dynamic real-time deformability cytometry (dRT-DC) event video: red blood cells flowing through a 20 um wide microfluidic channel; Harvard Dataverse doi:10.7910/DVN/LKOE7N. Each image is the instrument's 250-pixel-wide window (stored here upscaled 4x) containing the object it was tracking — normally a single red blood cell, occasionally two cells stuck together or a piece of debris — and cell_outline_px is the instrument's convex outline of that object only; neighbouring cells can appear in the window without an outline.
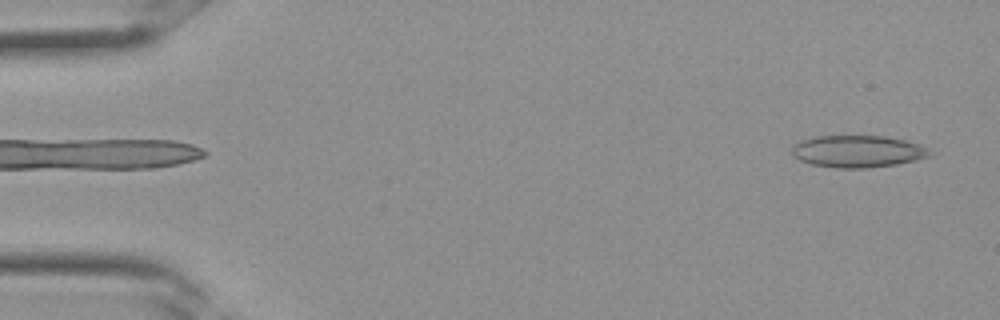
{"species": "Egyptian fruit bat (a non-hibernating species)", "species_latin": "Rousettus aegyptiacus", "temperature_condition": "room temperature", "stored_images_in_passage": 32, "camera_frame_rate_fps": 3000, "um_per_image_px": 0.085, "frame": {"image": 1, "passage_image": 1, "time_ms": 0.0, "image_size_px": [1000, 320], "cell_outline_px": [[932, 156], [916, 160], [896, 164], [868, 168], [836, 168], [812, 164], [800, 160], [792, 156], [792, 148], [800, 140], [812, 136], [884, 136], [904, 140], [920, 144], [928, 148]], "centroid_in_image_um": [72.9, 12.86], "position_along_channel_um": 12.1, "area_um2": 25.84}}
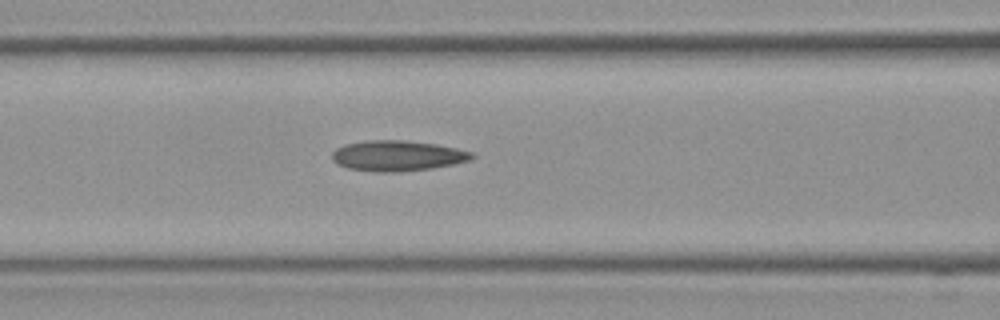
{"frame": {"image": 2, "passage_image": 13, "time_ms": 4.0, "image_size_px": [1000, 320], "cell_outline_px": [[476, 156], [472, 160], [456, 164], [432, 168], [400, 172], [376, 172], [348, 168], [336, 164], [332, 160], [332, 152], [336, 148], [344, 144], [368, 140], [404, 140], [436, 144], [456, 148], [472, 152]], "centroid_in_image_um": [33.79, 13.24], "position_along_channel_um": 132.8, "area_um2": 25.14}}
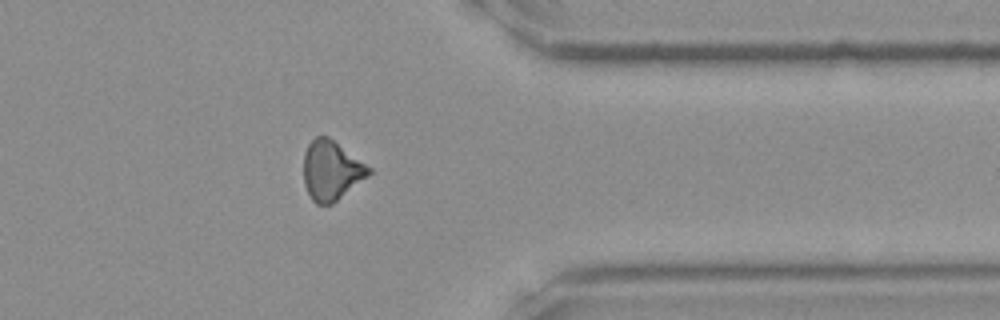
{"frame": {"image": 3, "passage_image": 26, "time_ms": 8.333, "image_size_px": [1000, 320], "cell_outline_px": [[372, 172], [368, 176], [332, 204], [316, 204], [312, 200], [304, 184], [304, 152], [308, 144], [316, 136], [328, 136], [372, 168]], "centroid_in_image_um": [28.16, 14.48], "position_along_channel_um": 383.2, "area_um2": 22.48}}